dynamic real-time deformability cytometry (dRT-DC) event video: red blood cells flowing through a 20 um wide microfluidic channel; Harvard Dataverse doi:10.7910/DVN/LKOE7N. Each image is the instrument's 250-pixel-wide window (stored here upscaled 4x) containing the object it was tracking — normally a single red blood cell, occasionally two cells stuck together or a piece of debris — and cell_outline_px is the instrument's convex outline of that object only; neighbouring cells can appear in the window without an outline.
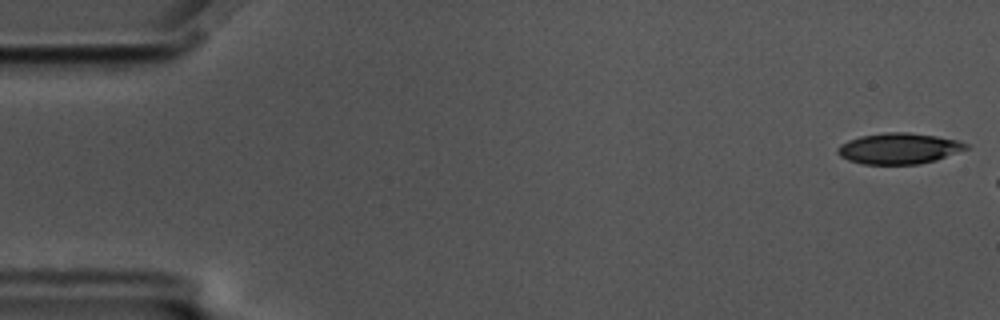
{"species": "common noctule bat (a hibernating species)", "species_latin": "Nyctalus noctula", "temperature_condition": "cold", "stored_images_in_passage": 8, "camera_frame_rate_fps": 3000, "um_per_image_px": 0.085, "animal": {"sex": "male", "body_mass_g": 17.5, "forearm_length_mm": 52.3}, "frame": {"image": 1, "passage_image": 1, "time_ms": 0.0, "image_size_px": [1000, 320], "cell_outline_px": [[968, 148], [936, 160], [920, 164], [864, 164], [848, 160], [840, 156], [836, 152], [836, 148], [840, 144], [848, 140], [860, 136], [884, 132], [908, 132], [936, 136], [956, 140], [968, 144]], "centroid_in_image_um": [76.36, 12.62], "position_along_channel_um": 8.6, "area_um2": 23.12}}